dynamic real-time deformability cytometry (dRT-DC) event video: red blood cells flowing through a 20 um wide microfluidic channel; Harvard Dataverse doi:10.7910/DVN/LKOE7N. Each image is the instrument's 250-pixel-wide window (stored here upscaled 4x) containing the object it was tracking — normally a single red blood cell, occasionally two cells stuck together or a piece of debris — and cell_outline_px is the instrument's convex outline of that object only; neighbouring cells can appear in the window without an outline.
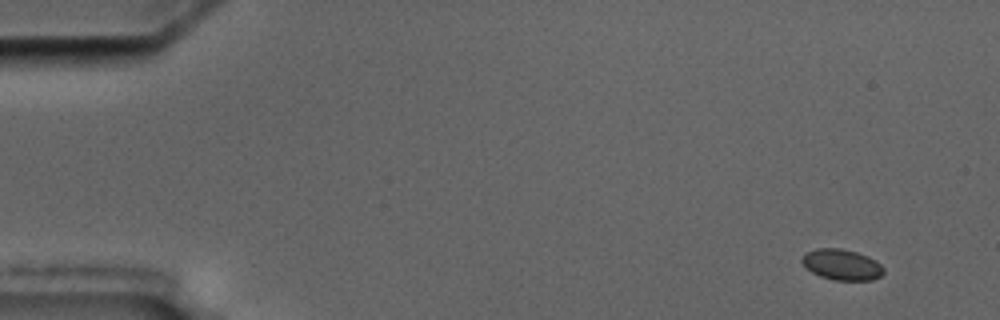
{"species": "common noctule bat (a hibernating species)", "species_latin": "Nyctalus noctula", "temperature_condition": "cold", "stored_images_in_passage": 6, "camera_frame_rate_fps": 3000, "um_per_image_px": 0.085, "animal": {"sex": "male", "body_mass_g": 17.5, "forearm_length_mm": 52.3}, "frame": {"image": 1, "passage_image": 1, "time_ms": 0.0, "image_size_px": [1000, 320], "cell_outline_px": [[884, 272], [880, 276], [872, 280], [832, 280], [820, 276], [812, 272], [800, 260], [804, 252], [816, 248], [840, 248], [856, 252], [868, 256], [880, 264], [884, 268]], "centroid_in_image_um": [71.53, 22.49], "position_along_channel_um": 13.5, "area_um2": 14.68}}
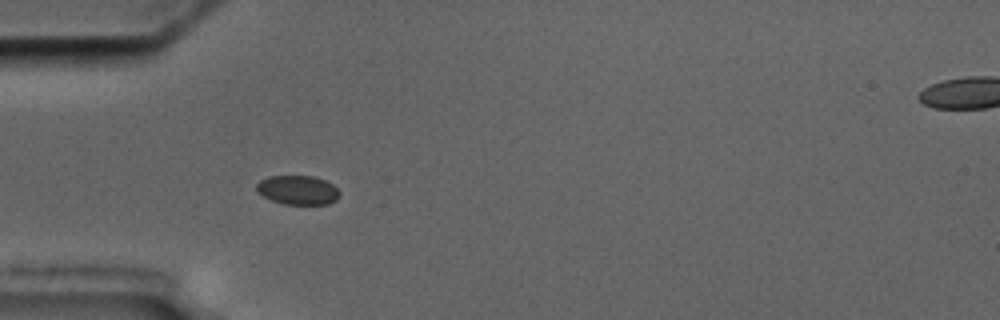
{"frame": {"image": 2, "passage_image": 5, "time_ms": 4.667, "image_size_px": [1000, 320], "cell_outline_px": [[340, 196], [336, 200], [328, 204], [284, 204], [272, 200], [256, 192], [256, 184], [260, 180], [268, 176], [312, 176], [324, 180], [332, 184], [340, 192]], "centroid_in_image_um": [25.3, 16.15], "position_along_channel_um": 59.7, "area_um2": 14.1}}
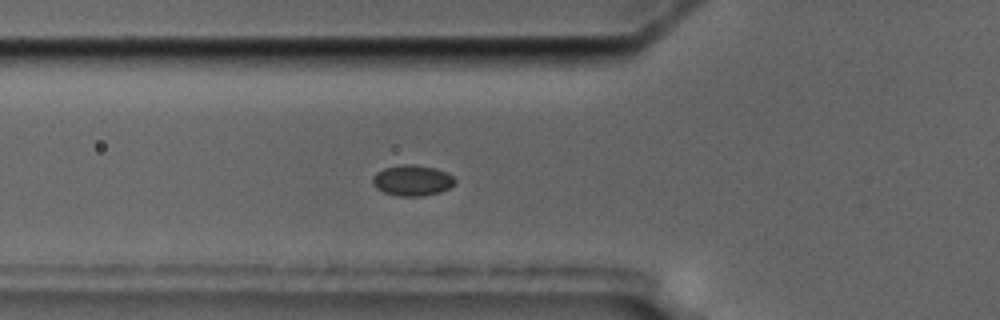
{"frame": {"image": 3, "passage_image": 6, "time_ms": 5.667, "image_size_px": [1000, 320], "cell_outline_px": [[456, 184], [440, 192], [424, 196], [396, 196], [384, 192], [376, 188], [372, 184], [372, 176], [376, 172], [384, 168], [404, 164], [412, 164], [436, 168], [452, 176], [456, 180]], "centroid_in_image_um": [35.02, 15.34], "position_along_channel_um": 90.8, "area_um2": 14.85}}